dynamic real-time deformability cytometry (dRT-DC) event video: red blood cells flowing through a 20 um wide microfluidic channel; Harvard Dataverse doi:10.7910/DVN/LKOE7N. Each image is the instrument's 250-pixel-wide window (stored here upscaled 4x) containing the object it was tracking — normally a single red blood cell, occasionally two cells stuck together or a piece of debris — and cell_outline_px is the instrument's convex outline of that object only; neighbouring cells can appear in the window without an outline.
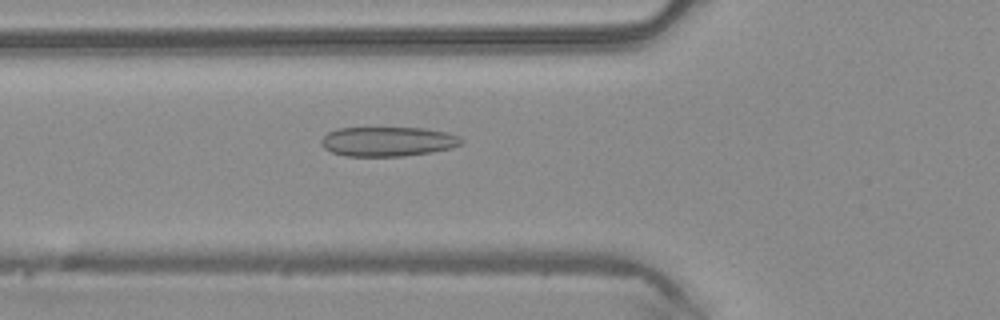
{"species": "common noctule bat (a hibernating species)", "species_latin": "Nyctalus noctula", "temperature_condition": "warm", "stored_images_in_passage": 39, "camera_frame_rate_fps": 3000, "um_per_image_px": 0.085, "animal": {"sex": "male", "body_mass_g": 20.4}, "frame": {"image": 1, "passage_image": 8, "time_ms": 2.333, "image_size_px": [1000, 320], "cell_outline_px": [[464, 140], [460, 144], [452, 148], [432, 152], [400, 156], [344, 156], [332, 152], [324, 148], [320, 144], [320, 140], [328, 132], [340, 128], [424, 128], [448, 132], [460, 136]], "centroid_in_image_um": [32.97, 12.03], "position_along_channel_um": 92.8, "area_um2": 24.22}}
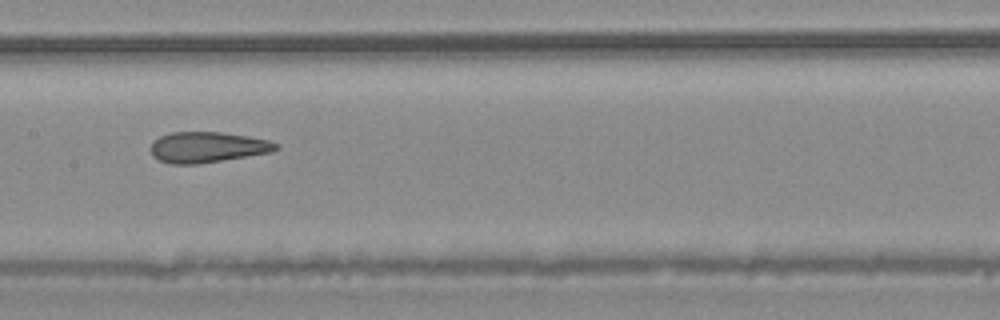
{"frame": {"image": 2, "passage_image": 15, "time_ms": 4.667, "image_size_px": [1000, 320], "cell_outline_px": [[280, 148], [272, 152], [196, 164], [168, 164], [152, 156], [148, 148], [160, 136], [172, 132], [220, 132], [248, 136], [268, 140], [280, 144]], "centroid_in_image_um": [17.62, 12.51], "position_along_channel_um": 189.8, "area_um2": 22.43}}
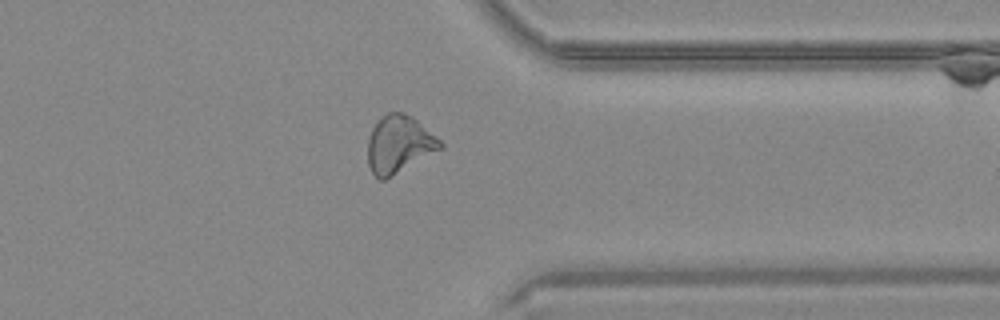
{"frame": {"image": 3, "passage_image": 29, "time_ms": 9.333, "image_size_px": [1000, 320], "cell_outline_px": [[444, 148], [392, 176], [384, 180], [380, 180], [372, 172], [368, 164], [368, 136], [372, 128], [388, 112], [404, 112], [412, 116], [436, 136], [444, 144]], "centroid_in_image_um": [33.93, 12.27], "position_along_channel_um": 377.5, "area_um2": 24.22}, "authors_computed_cell_mechanics": {"area_um2": 23.698, "velocity_mm_per_s": 4.1282, "shape_relaxation_time_tau1_ms": null, "shape_relaxation_time_tau2_ms": 1.2597, "deformation_change_tau1": null, "deformation_change_tau2": 0.0797}}